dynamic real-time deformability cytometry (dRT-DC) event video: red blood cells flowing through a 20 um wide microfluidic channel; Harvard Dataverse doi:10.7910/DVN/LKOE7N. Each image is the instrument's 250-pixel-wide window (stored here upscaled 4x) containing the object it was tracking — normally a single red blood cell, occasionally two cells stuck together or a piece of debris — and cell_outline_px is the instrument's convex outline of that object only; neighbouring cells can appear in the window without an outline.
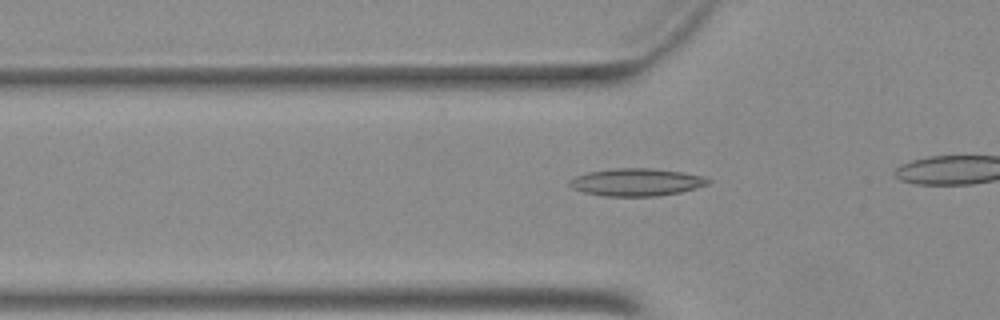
{"species": "Egyptian fruit bat (a non-hibernating species)", "species_latin": "Rousettus aegyptiacus", "temperature_condition": "warm", "stored_images_in_passage": 16, "camera_frame_rate_fps": 3000, "um_per_image_px": 0.085, "animal": {"sex": "female"}, "frame": {"image": 1, "passage_image": 5, "time_ms": 1.333, "image_size_px": [1000, 320], "cell_outline_px": [[712, 180], [708, 184], [696, 188], [680, 192], [656, 196], [604, 196], [584, 192], [572, 188], [568, 184], [568, 180], [576, 176], [588, 172], [612, 168], [648, 168], [680, 172], [704, 176]], "centroid_in_image_um": [54.08, 15.48], "position_along_channel_um": 71.7, "area_um2": 22.2}}
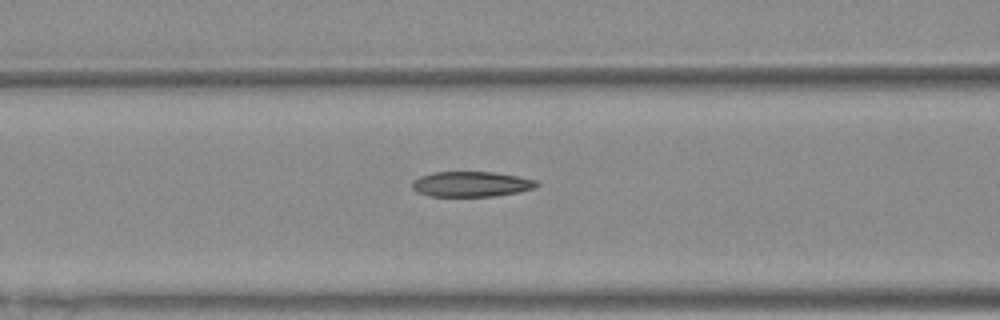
{"frame": {"image": 2, "passage_image": 9, "time_ms": 2.667, "image_size_px": [1000, 320], "cell_outline_px": [[540, 184], [536, 188], [520, 192], [492, 196], [432, 196], [416, 192], [412, 188], [412, 180], [420, 176], [432, 172], [496, 172], [536, 180]], "centroid_in_image_um": [40.06, 15.65], "position_along_channel_um": 126.5, "area_um2": 18.44}}